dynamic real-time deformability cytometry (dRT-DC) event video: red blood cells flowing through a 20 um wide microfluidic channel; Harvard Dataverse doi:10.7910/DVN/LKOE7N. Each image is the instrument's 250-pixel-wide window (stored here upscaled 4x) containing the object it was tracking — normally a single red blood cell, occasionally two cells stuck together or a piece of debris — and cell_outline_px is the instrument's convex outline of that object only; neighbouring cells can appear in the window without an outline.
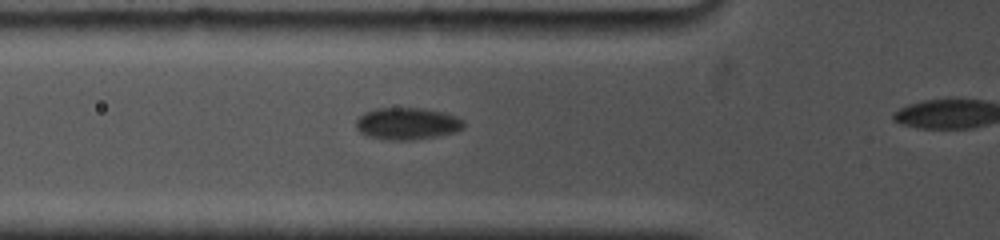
{"species": "common noctule bat (a hibernating species)", "species_latin": "Nyctalus noctula", "temperature_condition": "cold", "stored_images_in_passage": 12, "camera_frame_rate_fps": 5000, "um_per_image_px": 0.085, "animal": {"sex": "female", "body_mass_g": 19.0, "forearm_length_mm": 53.3}, "frame": {"image": 1, "passage_image": 10, "time_ms": 4.4, "image_size_px": [1000, 240], "cell_outline_px": [[464, 128], [456, 132], [436, 136], [412, 140], [384, 140], [368, 136], [360, 132], [356, 128], [356, 120], [364, 112], [376, 108], [420, 108], [444, 112], [456, 116], [464, 120]], "centroid_in_image_um": [34.61, 10.51], "position_along_channel_um": 91.2, "area_um2": 20.23}}